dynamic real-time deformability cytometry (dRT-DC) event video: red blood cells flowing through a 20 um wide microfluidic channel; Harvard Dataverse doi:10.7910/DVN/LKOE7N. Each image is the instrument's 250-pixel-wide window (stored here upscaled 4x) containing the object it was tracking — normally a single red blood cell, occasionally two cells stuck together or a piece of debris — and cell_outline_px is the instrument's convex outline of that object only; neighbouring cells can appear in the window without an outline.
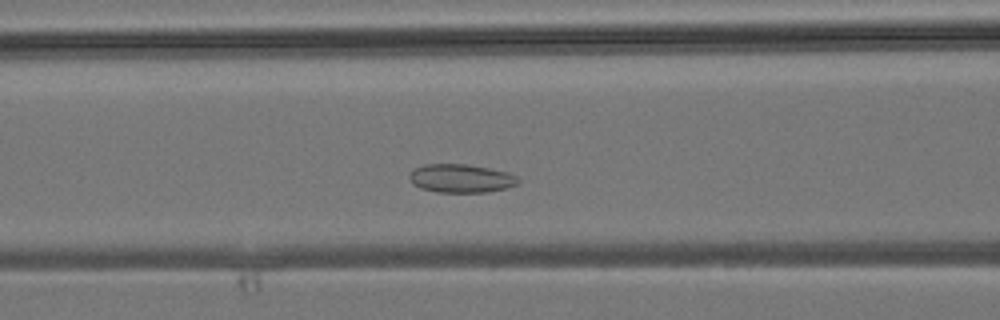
{"species": "common noctule bat (a hibernating species)", "species_latin": "Nyctalus noctula", "temperature_condition": "room temperature", "stored_images_in_passage": 32, "camera_frame_rate_fps": 3000, "um_per_image_px": 0.085, "animal": {"sex": "male", "body_mass_g": 19.2, "forearm_length_mm": 51.8}, "frame": {"image": 1, "passage_image": 11, "time_ms": 3.333, "image_size_px": [1000, 320], "cell_outline_px": [[520, 180], [516, 184], [508, 188], [488, 192], [436, 192], [420, 188], [412, 184], [408, 176], [412, 168], [424, 164], [468, 164], [508, 172], [516, 176]], "centroid_in_image_um": [39.15, 15.16], "position_along_channel_um": 127.5, "area_um2": 18.26}}
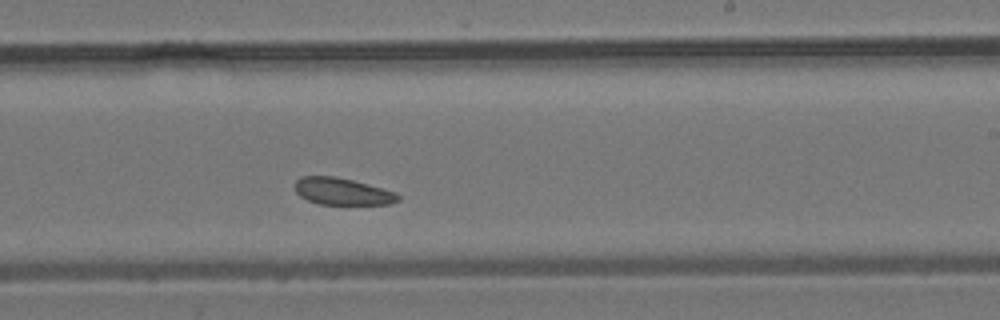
{"frame": {"image": 2, "passage_image": 20, "time_ms": 6.333, "image_size_px": [1000, 320], "cell_outline_px": [[400, 200], [392, 204], [320, 204], [308, 200], [300, 196], [296, 192], [296, 180], [300, 176], [336, 176], [352, 180], [396, 192], [400, 196]], "centroid_in_image_um": [29.11, 16.27], "position_along_channel_um": 259.9, "area_um2": 16.13}}
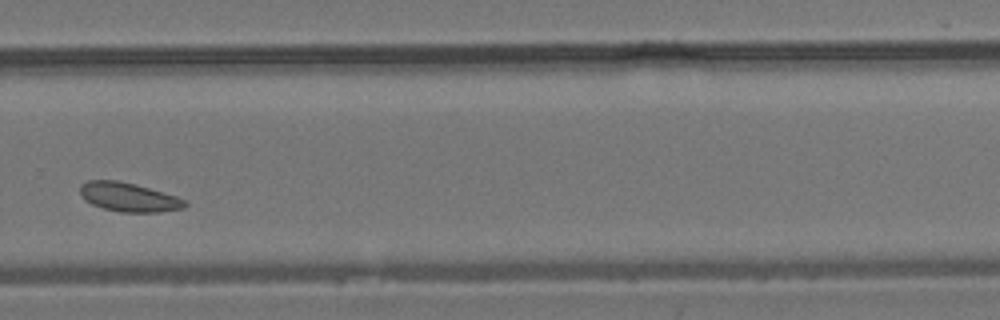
{"frame": {"image": 3, "passage_image": 24, "time_ms": 7.667, "image_size_px": [1000, 320], "cell_outline_px": [[188, 204], [184, 208], [160, 212], [120, 212], [104, 208], [92, 204], [84, 200], [80, 196], [80, 184], [88, 180], [116, 180], [148, 188], [176, 196], [188, 200]], "centroid_in_image_um": [10.93, 16.76], "position_along_channel_um": 318.9, "area_um2": 17.69}}